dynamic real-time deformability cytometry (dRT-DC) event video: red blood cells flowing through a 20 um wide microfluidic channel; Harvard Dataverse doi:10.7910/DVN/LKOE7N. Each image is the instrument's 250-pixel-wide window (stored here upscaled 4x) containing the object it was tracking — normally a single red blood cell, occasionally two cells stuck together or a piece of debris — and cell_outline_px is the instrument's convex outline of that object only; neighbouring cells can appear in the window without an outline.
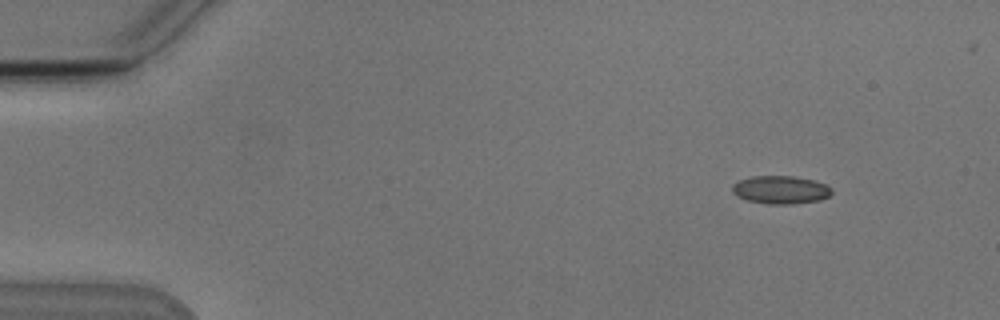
{"species": "Egyptian fruit bat (a non-hibernating species)", "species_latin": "Rousettus aegyptiacus", "temperature_condition": "cold", "stored_images_in_passage": 4, "camera_frame_rate_fps": 3000, "um_per_image_px": 0.085, "animal": {"sex": "male"}, "frame": {"image": 1, "passage_image": 1, "time_ms": 0.0, "image_size_px": [1000, 320], "cell_outline_px": [[832, 192], [828, 196], [820, 200], [792, 204], [768, 204], [748, 200], [736, 196], [732, 192], [732, 184], [736, 180], [752, 176], [796, 176], [816, 180], [832, 188]], "centroid_in_image_um": [66.33, 16.12], "position_along_channel_um": 18.7, "area_um2": 16.47}}